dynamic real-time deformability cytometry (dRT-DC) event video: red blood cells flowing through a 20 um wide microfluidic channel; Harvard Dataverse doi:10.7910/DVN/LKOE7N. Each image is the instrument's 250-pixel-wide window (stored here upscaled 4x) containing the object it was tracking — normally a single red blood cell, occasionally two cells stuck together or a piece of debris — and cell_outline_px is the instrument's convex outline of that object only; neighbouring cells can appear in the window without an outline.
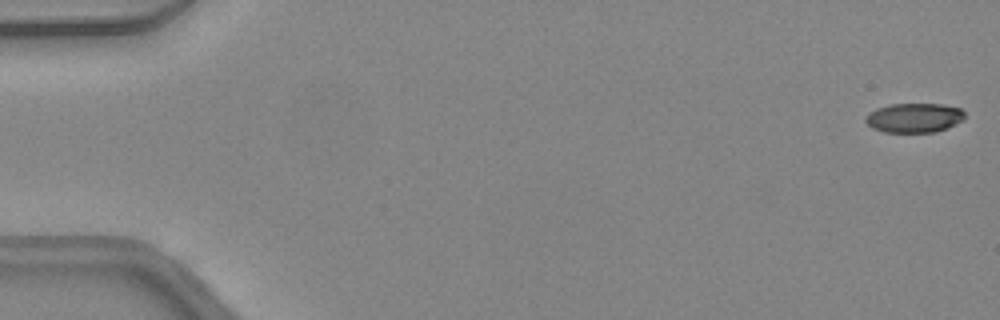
{"species": "common noctule bat (a hibernating species)", "species_latin": "Nyctalus noctula", "temperature_condition": "warm", "stored_images_in_passage": 15, "camera_frame_rate_fps": 3000, "um_per_image_px": 0.085, "animal": {"sex": "female", "body_mass_g": 24.6, "forearm_length_mm": 56.2}, "frame": {"image": 1, "passage_image": 1, "time_ms": 0.0, "image_size_px": [1000, 320], "cell_outline_px": [[964, 120], [948, 128], [936, 132], [884, 132], [872, 128], [864, 120], [876, 108], [892, 104], [944, 104], [960, 108], [964, 112]], "centroid_in_image_um": [77.75, 10.02], "position_along_channel_um": 7.3, "area_um2": 16.99}}